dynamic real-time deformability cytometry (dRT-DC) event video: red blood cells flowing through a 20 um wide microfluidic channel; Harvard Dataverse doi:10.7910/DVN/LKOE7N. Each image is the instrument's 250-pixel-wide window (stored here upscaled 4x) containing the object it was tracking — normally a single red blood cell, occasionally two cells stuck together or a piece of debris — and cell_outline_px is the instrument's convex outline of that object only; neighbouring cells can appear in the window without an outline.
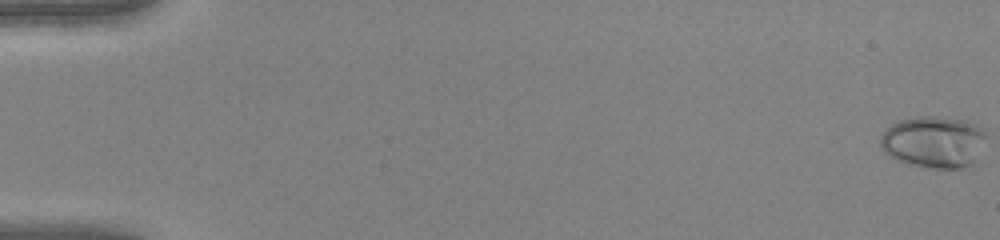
{"species": "human", "species_latin": "Homo sapiens", "temperature_condition": "warm", "stored_images_in_passage": 50, "camera_frame_rate_fps": 3000, "um_per_image_px": 0.085, "donor": {"sex": "female"}, "frame": {"image": 1, "passage_image": 1, "time_ms": 0.0, "image_size_px": [1000, 240], "cell_outline_px": [[984, 136], [976, 160], [972, 164], [960, 168], [928, 168], [908, 164], [896, 160], [884, 152], [880, 144], [880, 136], [892, 124], [900, 120], [916, 116], [936, 116], [968, 120], [980, 124], [984, 128]], "centroid_in_image_um": [79.36, 12.05], "position_along_channel_um": 5.6, "area_um2": 32.08}}
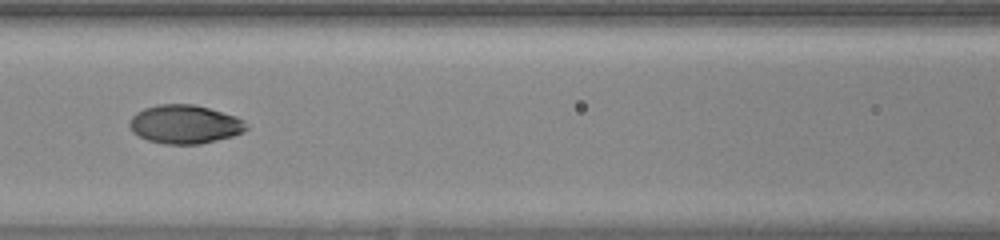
{"frame": {"image": 2, "passage_image": 24, "time_ms": 7.667, "image_size_px": [1000, 240], "cell_outline_px": [[248, 128], [244, 132], [232, 136], [200, 144], [164, 144], [148, 140], [132, 132], [128, 124], [128, 120], [136, 112], [144, 108], [156, 104], [192, 104], [208, 108], [236, 116], [244, 120]], "centroid_in_image_um": [15.68, 10.56], "position_along_channel_um": 150.9, "area_um2": 26.41}}
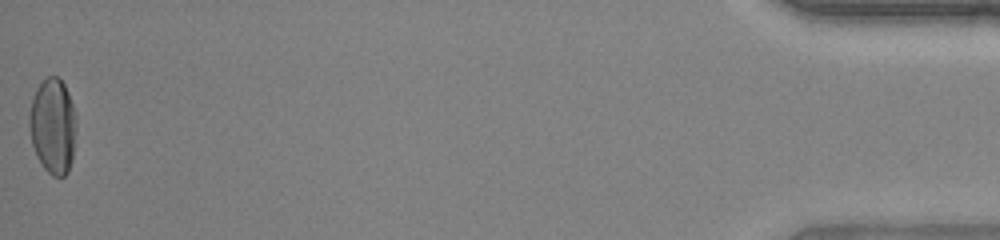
{"frame": {"image": 3, "passage_image": 50, "time_ms": 16.333, "image_size_px": [1000, 240], "cell_outline_px": [[76, 128], [72, 160], [68, 172], [64, 176], [52, 176], [44, 168], [36, 156], [32, 144], [28, 124], [28, 116], [32, 96], [36, 88], [48, 76], [56, 76], [64, 84], [68, 92], [72, 104], [76, 120]], "centroid_in_image_um": [4.48, 10.72], "position_along_channel_um": 430.7, "area_um2": 26.3}, "authors_computed_cell_mechanics": {"area_um2": 26.01, "velocity_mm_per_s": 4.2945, "shape_relaxation_time_tau1_ms": 6.642, "shape_relaxation_time_tau2_ms": 0.7189, "deformation_change_tau1": 0.2786, "deformation_change_tau2": 0.0333}}